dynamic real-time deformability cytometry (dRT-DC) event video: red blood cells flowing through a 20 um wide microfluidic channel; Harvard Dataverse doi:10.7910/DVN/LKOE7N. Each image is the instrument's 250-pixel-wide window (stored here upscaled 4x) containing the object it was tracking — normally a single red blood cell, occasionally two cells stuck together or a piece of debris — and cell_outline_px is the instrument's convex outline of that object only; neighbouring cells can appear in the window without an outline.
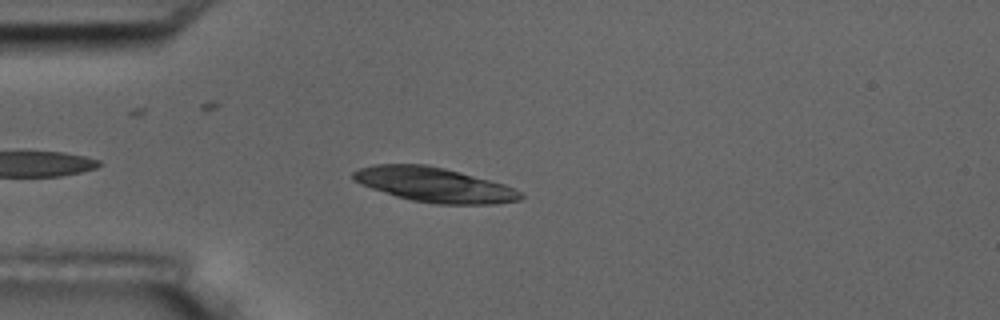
{"species": "common noctule bat (a hibernating species)", "species_latin": "Nyctalus noctula", "temperature_condition": "room temperature", "stored_images_in_passage": 1, "camera_frame_rate_fps": 3000, "um_per_image_px": 0.085, "animal": {"sex": "male", "body_mass_g": 17.5, "forearm_length_mm": 52.3}, "frame": {"image": 1, "passage_image": 1, "time_ms": 0.0, "image_size_px": [1000, 320], "cell_outline_px": [[524, 196], [520, 200], [496, 204], [436, 204], [412, 200], [396, 196], [360, 184], [352, 180], [352, 172], [360, 168], [372, 164], [424, 164], [444, 168], [460, 172], [504, 184], [524, 192]], "centroid_in_image_um": [36.92, 15.7], "position_along_channel_um": 48.1, "area_um2": 33.81}}